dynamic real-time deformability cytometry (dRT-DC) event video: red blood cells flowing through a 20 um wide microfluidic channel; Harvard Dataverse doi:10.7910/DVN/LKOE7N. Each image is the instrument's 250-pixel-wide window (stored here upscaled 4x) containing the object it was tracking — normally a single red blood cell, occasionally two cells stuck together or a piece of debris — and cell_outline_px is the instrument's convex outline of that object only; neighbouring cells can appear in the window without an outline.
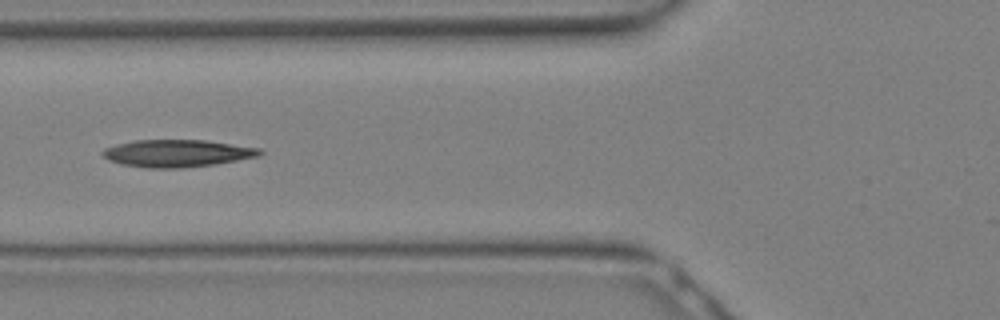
{"species": "Egyptian fruit bat (a non-hibernating species)", "species_latin": "Rousettus aegyptiacus", "temperature_condition": "warm", "stored_images_in_passage": 13, "camera_frame_rate_fps": 3000, "um_per_image_px": 0.085, "animal": {"sex": "female"}, "frame": {"image": 1, "passage_image": 10, "time_ms": 3.0, "image_size_px": [1000, 320], "cell_outline_px": [[264, 152], [260, 156], [212, 164], [176, 168], [148, 168], [120, 164], [108, 160], [100, 152], [104, 148], [116, 144], [136, 140], [208, 140], [260, 148]], "centroid_in_image_um": [15.04, 13.02], "position_along_channel_um": 110.8, "area_um2": 24.97}}
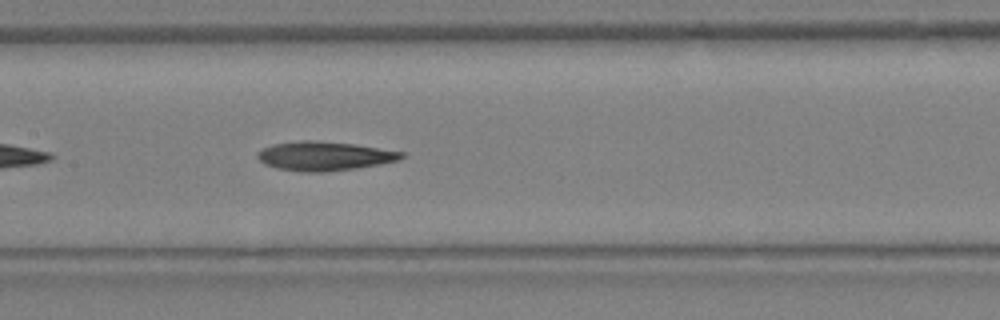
{"frame": {"image": 2, "passage_image": 13, "time_ms": 4.0, "image_size_px": [1000, 320], "cell_outline_px": [[404, 156], [400, 160], [380, 164], [356, 168], [324, 172], [300, 172], [276, 168], [260, 160], [256, 156], [256, 152], [272, 144], [304, 140], [316, 140], [352, 144], [404, 152]], "centroid_in_image_um": [27.56, 13.26], "position_along_channel_um": 179.8, "area_um2": 24.28}}